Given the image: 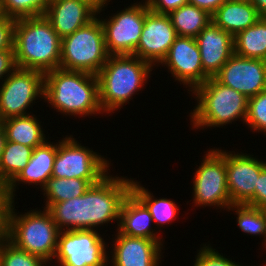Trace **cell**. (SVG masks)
<instances>
[{
  "instance_id": "obj_35",
  "label": "cell",
  "mask_w": 266,
  "mask_h": 266,
  "mask_svg": "<svg viewBox=\"0 0 266 266\" xmlns=\"http://www.w3.org/2000/svg\"><path fill=\"white\" fill-rule=\"evenodd\" d=\"M16 19L4 16L0 20V51L14 49Z\"/></svg>"
},
{
  "instance_id": "obj_19",
  "label": "cell",
  "mask_w": 266,
  "mask_h": 266,
  "mask_svg": "<svg viewBox=\"0 0 266 266\" xmlns=\"http://www.w3.org/2000/svg\"><path fill=\"white\" fill-rule=\"evenodd\" d=\"M204 72L214 77L234 54L233 36L212 21L195 37Z\"/></svg>"
},
{
  "instance_id": "obj_3",
  "label": "cell",
  "mask_w": 266,
  "mask_h": 266,
  "mask_svg": "<svg viewBox=\"0 0 266 266\" xmlns=\"http://www.w3.org/2000/svg\"><path fill=\"white\" fill-rule=\"evenodd\" d=\"M154 68L151 63L134 55H110L97 74L103 112L110 116L124 104H129L133 95L145 88Z\"/></svg>"
},
{
  "instance_id": "obj_40",
  "label": "cell",
  "mask_w": 266,
  "mask_h": 266,
  "mask_svg": "<svg viewBox=\"0 0 266 266\" xmlns=\"http://www.w3.org/2000/svg\"><path fill=\"white\" fill-rule=\"evenodd\" d=\"M261 17H266V0H249Z\"/></svg>"
},
{
  "instance_id": "obj_16",
  "label": "cell",
  "mask_w": 266,
  "mask_h": 266,
  "mask_svg": "<svg viewBox=\"0 0 266 266\" xmlns=\"http://www.w3.org/2000/svg\"><path fill=\"white\" fill-rule=\"evenodd\" d=\"M115 231V236L111 238L114 244L108 249L109 266H160L164 261L161 260L164 257L163 240L129 237Z\"/></svg>"
},
{
  "instance_id": "obj_11",
  "label": "cell",
  "mask_w": 266,
  "mask_h": 266,
  "mask_svg": "<svg viewBox=\"0 0 266 266\" xmlns=\"http://www.w3.org/2000/svg\"><path fill=\"white\" fill-rule=\"evenodd\" d=\"M40 98L44 99V73L16 68L0 83V122L31 114L30 107Z\"/></svg>"
},
{
  "instance_id": "obj_15",
  "label": "cell",
  "mask_w": 266,
  "mask_h": 266,
  "mask_svg": "<svg viewBox=\"0 0 266 266\" xmlns=\"http://www.w3.org/2000/svg\"><path fill=\"white\" fill-rule=\"evenodd\" d=\"M214 78L250 98L266 90V61L234 53Z\"/></svg>"
},
{
  "instance_id": "obj_2",
  "label": "cell",
  "mask_w": 266,
  "mask_h": 266,
  "mask_svg": "<svg viewBox=\"0 0 266 266\" xmlns=\"http://www.w3.org/2000/svg\"><path fill=\"white\" fill-rule=\"evenodd\" d=\"M63 116H98L104 112L99 101L97 75L83 71L54 69L44 74V101Z\"/></svg>"
},
{
  "instance_id": "obj_6",
  "label": "cell",
  "mask_w": 266,
  "mask_h": 266,
  "mask_svg": "<svg viewBox=\"0 0 266 266\" xmlns=\"http://www.w3.org/2000/svg\"><path fill=\"white\" fill-rule=\"evenodd\" d=\"M42 210L37 207L24 214L16 213L14 201L9 213L7 240L20 250L41 257L50 266L56 255L60 230L51 213Z\"/></svg>"
},
{
  "instance_id": "obj_17",
  "label": "cell",
  "mask_w": 266,
  "mask_h": 266,
  "mask_svg": "<svg viewBox=\"0 0 266 266\" xmlns=\"http://www.w3.org/2000/svg\"><path fill=\"white\" fill-rule=\"evenodd\" d=\"M176 37L177 34L170 17L149 10L145 15L140 41L134 56L158 68Z\"/></svg>"
},
{
  "instance_id": "obj_43",
  "label": "cell",
  "mask_w": 266,
  "mask_h": 266,
  "mask_svg": "<svg viewBox=\"0 0 266 266\" xmlns=\"http://www.w3.org/2000/svg\"><path fill=\"white\" fill-rule=\"evenodd\" d=\"M88 1H105V0H88Z\"/></svg>"
},
{
  "instance_id": "obj_10",
  "label": "cell",
  "mask_w": 266,
  "mask_h": 266,
  "mask_svg": "<svg viewBox=\"0 0 266 266\" xmlns=\"http://www.w3.org/2000/svg\"><path fill=\"white\" fill-rule=\"evenodd\" d=\"M193 173V207L227 210L231 205L226 178V150L211 148Z\"/></svg>"
},
{
  "instance_id": "obj_33",
  "label": "cell",
  "mask_w": 266,
  "mask_h": 266,
  "mask_svg": "<svg viewBox=\"0 0 266 266\" xmlns=\"http://www.w3.org/2000/svg\"><path fill=\"white\" fill-rule=\"evenodd\" d=\"M206 244L200 245L193 266H244L242 263L233 261L232 258H227L225 254L219 253L211 244Z\"/></svg>"
},
{
  "instance_id": "obj_9",
  "label": "cell",
  "mask_w": 266,
  "mask_h": 266,
  "mask_svg": "<svg viewBox=\"0 0 266 266\" xmlns=\"http://www.w3.org/2000/svg\"><path fill=\"white\" fill-rule=\"evenodd\" d=\"M62 137L57 142L52 177L87 179L94 185L110 173L112 163L107 157L85 147L73 135Z\"/></svg>"
},
{
  "instance_id": "obj_32",
  "label": "cell",
  "mask_w": 266,
  "mask_h": 266,
  "mask_svg": "<svg viewBox=\"0 0 266 266\" xmlns=\"http://www.w3.org/2000/svg\"><path fill=\"white\" fill-rule=\"evenodd\" d=\"M245 125L251 132L266 136V90L248 98V111Z\"/></svg>"
},
{
  "instance_id": "obj_24",
  "label": "cell",
  "mask_w": 266,
  "mask_h": 266,
  "mask_svg": "<svg viewBox=\"0 0 266 266\" xmlns=\"http://www.w3.org/2000/svg\"><path fill=\"white\" fill-rule=\"evenodd\" d=\"M131 192L147 207L153 218L154 226L160 232L164 225L171 224L178 218L179 206L168 198H156L140 181L132 180ZM162 227V228H161Z\"/></svg>"
},
{
  "instance_id": "obj_25",
  "label": "cell",
  "mask_w": 266,
  "mask_h": 266,
  "mask_svg": "<svg viewBox=\"0 0 266 266\" xmlns=\"http://www.w3.org/2000/svg\"><path fill=\"white\" fill-rule=\"evenodd\" d=\"M233 42L236 55L266 61V17L237 33Z\"/></svg>"
},
{
  "instance_id": "obj_14",
  "label": "cell",
  "mask_w": 266,
  "mask_h": 266,
  "mask_svg": "<svg viewBox=\"0 0 266 266\" xmlns=\"http://www.w3.org/2000/svg\"><path fill=\"white\" fill-rule=\"evenodd\" d=\"M166 66L168 72L187 88L190 95L197 86L210 77L204 72L197 41L193 37L177 36L167 56L159 64Z\"/></svg>"
},
{
  "instance_id": "obj_26",
  "label": "cell",
  "mask_w": 266,
  "mask_h": 266,
  "mask_svg": "<svg viewBox=\"0 0 266 266\" xmlns=\"http://www.w3.org/2000/svg\"><path fill=\"white\" fill-rule=\"evenodd\" d=\"M177 36L195 38L211 21V15L193 4L187 3L169 15Z\"/></svg>"
},
{
  "instance_id": "obj_13",
  "label": "cell",
  "mask_w": 266,
  "mask_h": 266,
  "mask_svg": "<svg viewBox=\"0 0 266 266\" xmlns=\"http://www.w3.org/2000/svg\"><path fill=\"white\" fill-rule=\"evenodd\" d=\"M253 156L246 152L226 151L227 187L232 204L255 207V186L266 161Z\"/></svg>"
},
{
  "instance_id": "obj_4",
  "label": "cell",
  "mask_w": 266,
  "mask_h": 266,
  "mask_svg": "<svg viewBox=\"0 0 266 266\" xmlns=\"http://www.w3.org/2000/svg\"><path fill=\"white\" fill-rule=\"evenodd\" d=\"M62 38L45 16L16 19L14 54L17 68L43 72L60 68Z\"/></svg>"
},
{
  "instance_id": "obj_21",
  "label": "cell",
  "mask_w": 266,
  "mask_h": 266,
  "mask_svg": "<svg viewBox=\"0 0 266 266\" xmlns=\"http://www.w3.org/2000/svg\"><path fill=\"white\" fill-rule=\"evenodd\" d=\"M153 223L150 211L132 192H130L121 206L117 230L121 234L129 237L164 240V238L158 234L156 227H152V225L154 226Z\"/></svg>"
},
{
  "instance_id": "obj_8",
  "label": "cell",
  "mask_w": 266,
  "mask_h": 266,
  "mask_svg": "<svg viewBox=\"0 0 266 266\" xmlns=\"http://www.w3.org/2000/svg\"><path fill=\"white\" fill-rule=\"evenodd\" d=\"M110 1L112 0H105L97 11V17L104 30L107 52L109 55H134L140 41L145 15L150 10L147 1L131 2V6H124V9L110 14L109 18H101L100 13L105 11V7L107 9Z\"/></svg>"
},
{
  "instance_id": "obj_41",
  "label": "cell",
  "mask_w": 266,
  "mask_h": 266,
  "mask_svg": "<svg viewBox=\"0 0 266 266\" xmlns=\"http://www.w3.org/2000/svg\"><path fill=\"white\" fill-rule=\"evenodd\" d=\"M6 143V134L3 125L0 122V157Z\"/></svg>"
},
{
  "instance_id": "obj_12",
  "label": "cell",
  "mask_w": 266,
  "mask_h": 266,
  "mask_svg": "<svg viewBox=\"0 0 266 266\" xmlns=\"http://www.w3.org/2000/svg\"><path fill=\"white\" fill-rule=\"evenodd\" d=\"M98 231H60L52 263H57V266H108L109 245L104 240V234Z\"/></svg>"
},
{
  "instance_id": "obj_18",
  "label": "cell",
  "mask_w": 266,
  "mask_h": 266,
  "mask_svg": "<svg viewBox=\"0 0 266 266\" xmlns=\"http://www.w3.org/2000/svg\"><path fill=\"white\" fill-rule=\"evenodd\" d=\"M104 1L51 0L44 16L61 37L73 34L97 17Z\"/></svg>"
},
{
  "instance_id": "obj_27",
  "label": "cell",
  "mask_w": 266,
  "mask_h": 266,
  "mask_svg": "<svg viewBox=\"0 0 266 266\" xmlns=\"http://www.w3.org/2000/svg\"><path fill=\"white\" fill-rule=\"evenodd\" d=\"M91 185L87 179L50 177L41 189L46 201L42 208L48 209L53 203L80 197Z\"/></svg>"
},
{
  "instance_id": "obj_30",
  "label": "cell",
  "mask_w": 266,
  "mask_h": 266,
  "mask_svg": "<svg viewBox=\"0 0 266 266\" xmlns=\"http://www.w3.org/2000/svg\"><path fill=\"white\" fill-rule=\"evenodd\" d=\"M51 0H0L4 16L14 19L43 16Z\"/></svg>"
},
{
  "instance_id": "obj_1",
  "label": "cell",
  "mask_w": 266,
  "mask_h": 266,
  "mask_svg": "<svg viewBox=\"0 0 266 266\" xmlns=\"http://www.w3.org/2000/svg\"><path fill=\"white\" fill-rule=\"evenodd\" d=\"M132 180L109 173L82 196L53 203L47 210L60 231H100L104 224L108 227L115 221L118 228L121 206L131 192Z\"/></svg>"
},
{
  "instance_id": "obj_38",
  "label": "cell",
  "mask_w": 266,
  "mask_h": 266,
  "mask_svg": "<svg viewBox=\"0 0 266 266\" xmlns=\"http://www.w3.org/2000/svg\"><path fill=\"white\" fill-rule=\"evenodd\" d=\"M255 207L266 211V167L260 172L255 186Z\"/></svg>"
},
{
  "instance_id": "obj_23",
  "label": "cell",
  "mask_w": 266,
  "mask_h": 266,
  "mask_svg": "<svg viewBox=\"0 0 266 266\" xmlns=\"http://www.w3.org/2000/svg\"><path fill=\"white\" fill-rule=\"evenodd\" d=\"M28 114L24 116L12 117L1 121L4 127L6 140L20 143L33 149L44 144L49 137H46L42 121L35 116Z\"/></svg>"
},
{
  "instance_id": "obj_7",
  "label": "cell",
  "mask_w": 266,
  "mask_h": 266,
  "mask_svg": "<svg viewBox=\"0 0 266 266\" xmlns=\"http://www.w3.org/2000/svg\"><path fill=\"white\" fill-rule=\"evenodd\" d=\"M110 55L98 17L62 38L60 69L97 75Z\"/></svg>"
},
{
  "instance_id": "obj_34",
  "label": "cell",
  "mask_w": 266,
  "mask_h": 266,
  "mask_svg": "<svg viewBox=\"0 0 266 266\" xmlns=\"http://www.w3.org/2000/svg\"><path fill=\"white\" fill-rule=\"evenodd\" d=\"M14 199L8 192L7 185L0 184V241L7 239L9 213Z\"/></svg>"
},
{
  "instance_id": "obj_5",
  "label": "cell",
  "mask_w": 266,
  "mask_h": 266,
  "mask_svg": "<svg viewBox=\"0 0 266 266\" xmlns=\"http://www.w3.org/2000/svg\"><path fill=\"white\" fill-rule=\"evenodd\" d=\"M195 101L189 113L191 130L208 127H223L238 119L245 124L248 111V98L231 87L210 77L190 93Z\"/></svg>"
},
{
  "instance_id": "obj_22",
  "label": "cell",
  "mask_w": 266,
  "mask_h": 266,
  "mask_svg": "<svg viewBox=\"0 0 266 266\" xmlns=\"http://www.w3.org/2000/svg\"><path fill=\"white\" fill-rule=\"evenodd\" d=\"M261 16L249 0H227L212 15V22L233 37L254 25Z\"/></svg>"
},
{
  "instance_id": "obj_42",
  "label": "cell",
  "mask_w": 266,
  "mask_h": 266,
  "mask_svg": "<svg viewBox=\"0 0 266 266\" xmlns=\"http://www.w3.org/2000/svg\"><path fill=\"white\" fill-rule=\"evenodd\" d=\"M4 17L3 12H2V8L0 7V20Z\"/></svg>"
},
{
  "instance_id": "obj_37",
  "label": "cell",
  "mask_w": 266,
  "mask_h": 266,
  "mask_svg": "<svg viewBox=\"0 0 266 266\" xmlns=\"http://www.w3.org/2000/svg\"><path fill=\"white\" fill-rule=\"evenodd\" d=\"M16 68L14 49L0 51V83Z\"/></svg>"
},
{
  "instance_id": "obj_20",
  "label": "cell",
  "mask_w": 266,
  "mask_h": 266,
  "mask_svg": "<svg viewBox=\"0 0 266 266\" xmlns=\"http://www.w3.org/2000/svg\"><path fill=\"white\" fill-rule=\"evenodd\" d=\"M57 153V142L49 139L42 145L33 149L28 164L17 174V176L7 185L11 197L15 199L16 190L20 184L38 186L42 189L47 180L52 177L53 164ZM40 186V187H39Z\"/></svg>"
},
{
  "instance_id": "obj_39",
  "label": "cell",
  "mask_w": 266,
  "mask_h": 266,
  "mask_svg": "<svg viewBox=\"0 0 266 266\" xmlns=\"http://www.w3.org/2000/svg\"><path fill=\"white\" fill-rule=\"evenodd\" d=\"M227 0H188V3L207 11L212 15Z\"/></svg>"
},
{
  "instance_id": "obj_31",
  "label": "cell",
  "mask_w": 266,
  "mask_h": 266,
  "mask_svg": "<svg viewBox=\"0 0 266 266\" xmlns=\"http://www.w3.org/2000/svg\"><path fill=\"white\" fill-rule=\"evenodd\" d=\"M49 266L41 257L20 250L7 239L0 241V266Z\"/></svg>"
},
{
  "instance_id": "obj_36",
  "label": "cell",
  "mask_w": 266,
  "mask_h": 266,
  "mask_svg": "<svg viewBox=\"0 0 266 266\" xmlns=\"http://www.w3.org/2000/svg\"><path fill=\"white\" fill-rule=\"evenodd\" d=\"M149 9L158 14L169 15L188 3V0H146Z\"/></svg>"
},
{
  "instance_id": "obj_28",
  "label": "cell",
  "mask_w": 266,
  "mask_h": 266,
  "mask_svg": "<svg viewBox=\"0 0 266 266\" xmlns=\"http://www.w3.org/2000/svg\"><path fill=\"white\" fill-rule=\"evenodd\" d=\"M33 148L6 140L0 157V184L8 185L28 164Z\"/></svg>"
},
{
  "instance_id": "obj_29",
  "label": "cell",
  "mask_w": 266,
  "mask_h": 266,
  "mask_svg": "<svg viewBox=\"0 0 266 266\" xmlns=\"http://www.w3.org/2000/svg\"><path fill=\"white\" fill-rule=\"evenodd\" d=\"M226 211L235 212L236 223L238 228L251 236H260L262 239V247L266 249V211L247 205L232 204ZM264 245V246H263Z\"/></svg>"
}]
</instances>
